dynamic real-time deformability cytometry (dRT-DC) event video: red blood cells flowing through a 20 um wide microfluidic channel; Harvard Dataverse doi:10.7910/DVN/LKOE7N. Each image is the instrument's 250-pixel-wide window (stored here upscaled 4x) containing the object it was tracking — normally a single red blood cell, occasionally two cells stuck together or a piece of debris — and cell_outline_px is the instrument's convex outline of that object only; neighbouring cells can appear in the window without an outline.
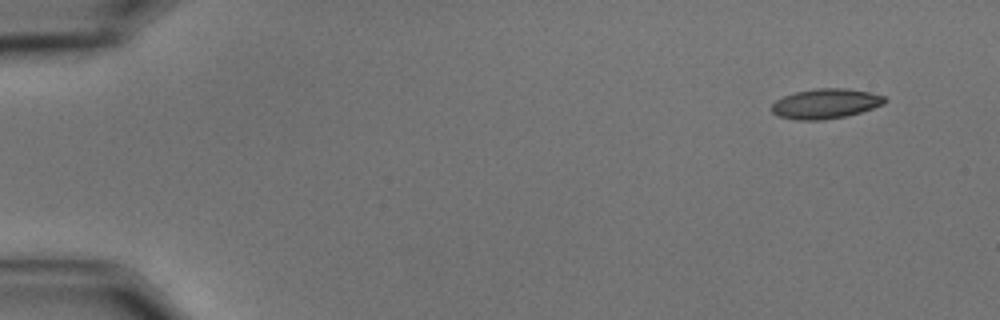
{"species": "common noctule bat (a hibernating species)", "species_latin": "Nyctalus noctula", "temperature_condition": "cold", "stored_images_in_passage": 55, "camera_frame_rate_fps": 3000, "um_per_image_px": 0.085, "animal": {"sex": "male", "body_mass_g": 15.6}, "frame": {"image": 1, "passage_image": 1, "time_ms": 0.0, "image_size_px": [1000, 320], "cell_outline_px": [[888, 100], [884, 104], [860, 112], [844, 116], [824, 120], [796, 120], [780, 116], [772, 112], [772, 104], [776, 100], [784, 96], [796, 92], [816, 88], [844, 88], [872, 92], [884, 96]], "centroid_in_image_um": [70.19, 8.8], "position_along_channel_um": 14.8, "area_um2": 19.65}}
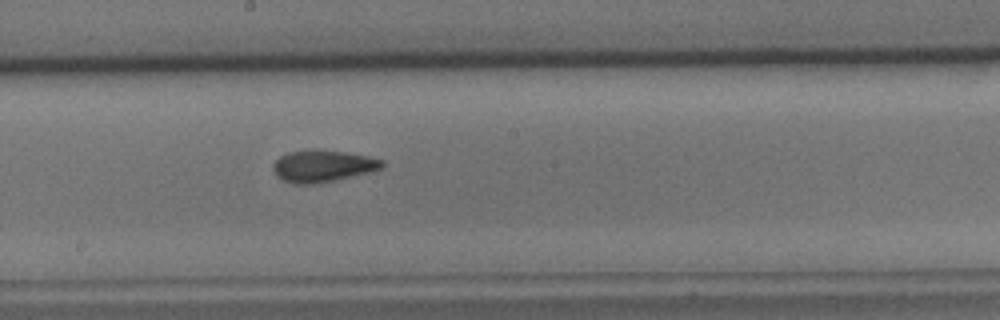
{"frame": {"image": 2, "passage_image": 29, "time_ms": 9.333, "image_size_px": [1000, 320], "cell_outline_px": [[384, 164], [380, 168], [372, 172], [312, 184], [296, 184], [284, 180], [276, 176], [272, 168], [272, 164], [280, 156], [288, 152], [316, 148], [344, 152], [368, 156], [384, 160]], "centroid_in_image_um": [27.41, 14.09], "position_along_channel_um": 220.8, "area_um2": 20.29}}
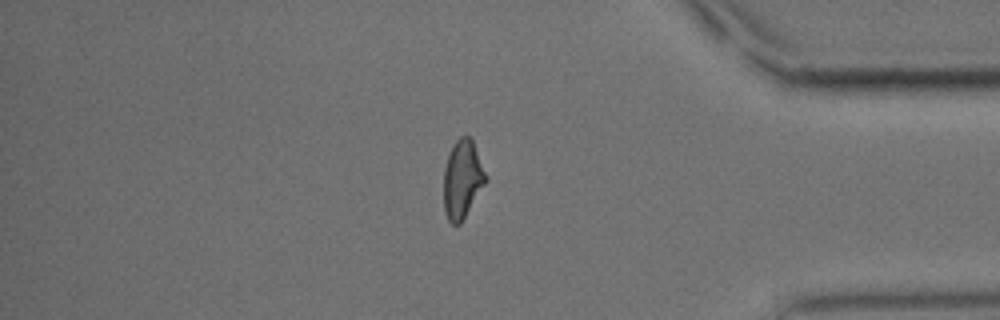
{"frame": {"image": 3, "passage_image": 46, "time_ms": 15.0, "image_size_px": [1000, 320], "cell_outline_px": [[488, 180], [460, 224], [452, 224], [448, 220], [444, 212], [444, 168], [452, 144], [460, 136], [472, 136], [488, 176]], "centroid_in_image_um": [39.33, 15.2], "position_along_channel_um": 395.9, "area_um2": 19.54}, "authors_computed_cell_mechanics": {"area_um2": 19.652, "velocity_mm_per_s": 3.499, "shape_relaxation_time_tau1_ms": 10.2782, "shape_relaxation_time_tau2_ms": 3.3476, "deformation_change_tau1": 0.2028, "deformation_change_tau2": 0.0922}}